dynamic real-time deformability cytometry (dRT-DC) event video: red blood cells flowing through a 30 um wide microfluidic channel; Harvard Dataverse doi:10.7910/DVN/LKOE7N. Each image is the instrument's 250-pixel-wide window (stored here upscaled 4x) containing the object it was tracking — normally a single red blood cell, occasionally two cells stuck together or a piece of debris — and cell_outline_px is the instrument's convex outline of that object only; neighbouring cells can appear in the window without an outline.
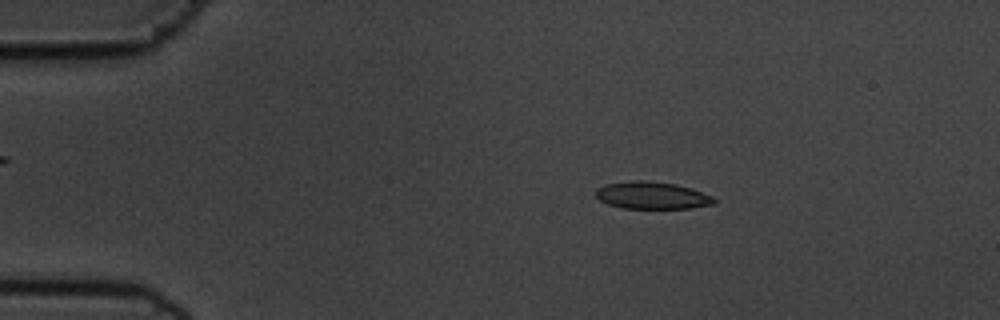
{"species": "common noctule bat (a hibernating species)", "species_latin": "Nyctalus noctula", "temperature_condition": "cold", "stored_images_in_passage": 54, "camera_frame_rate_fps": 3000, "um_per_image_px": 0.085, "animal": {"sex": "male", "body_mass_g": 19.5, "forearm_length_mm": 54.6}, "frame": {"image": 1, "passage_image": 9, "time_ms": 2.667, "image_size_px": [1000, 320], "cell_outline_px": [[716, 204], [692, 208], [624, 208], [608, 204], [600, 200], [596, 196], [596, 188], [604, 184], [632, 180], [644, 180], [676, 184], [712, 196], [716, 200]], "centroid_in_image_um": [55.4, 16.61], "position_along_channel_um": 29.6, "area_um2": 18.73}}
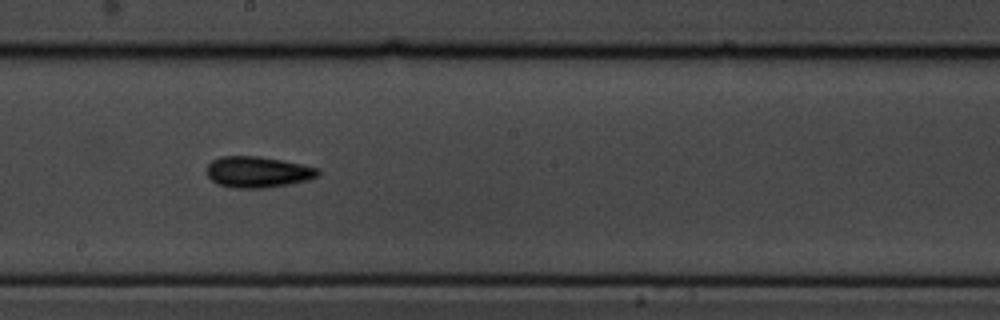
{"frame": {"image": 2, "passage_image": 30, "time_ms": 9.667, "image_size_px": [1000, 320], "cell_outline_px": [[320, 176], [308, 180], [288, 184], [264, 188], [236, 188], [216, 184], [208, 176], [208, 164], [212, 160], [220, 156], [256, 156], [280, 160], [320, 168]], "centroid_in_image_um": [21.92, 14.62], "position_along_channel_um": 226.3, "area_um2": 20.11}}
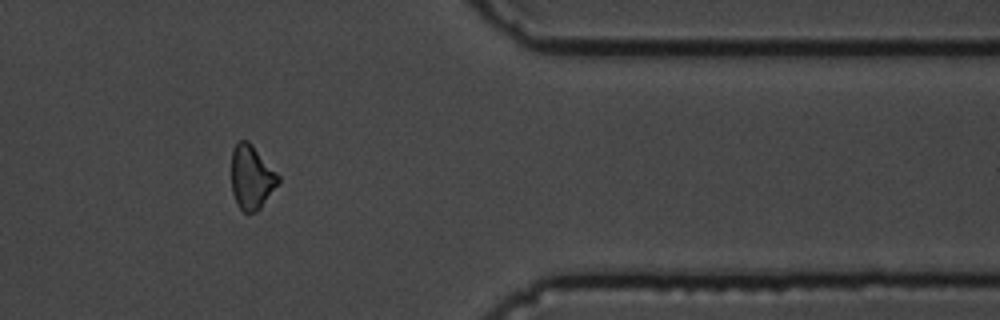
{"frame": {"image": 3, "passage_image": 45, "time_ms": 14.667, "image_size_px": [1000, 320], "cell_outline_px": [[280, 180], [260, 208], [256, 212], [244, 212], [236, 204], [232, 192], [232, 148], [240, 140], [248, 140], [252, 144], [280, 176]], "centroid_in_image_um": [21.36, 15.06], "position_along_channel_um": 390.0, "area_um2": 17.34}, "authors_computed_cell_mechanics": {"area_um2": 18.5538, "velocity_mm_per_s": 3.6269, "shape_relaxation_time_tau1_ms": 4.6449, "shape_relaxation_time_tau2_ms": 9.8216, "deformation_change_tau1": 0.0933, "deformation_change_tau2": 0.1636}}